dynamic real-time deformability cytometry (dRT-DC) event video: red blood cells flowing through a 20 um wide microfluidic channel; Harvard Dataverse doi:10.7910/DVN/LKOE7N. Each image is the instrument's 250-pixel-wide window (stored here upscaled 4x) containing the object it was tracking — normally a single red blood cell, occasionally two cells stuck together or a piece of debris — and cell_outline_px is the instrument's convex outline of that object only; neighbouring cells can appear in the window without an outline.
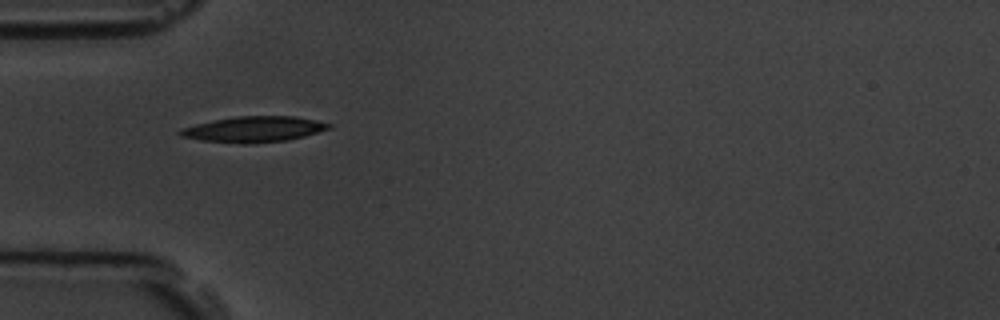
{"species": "common noctule bat (a hibernating species)", "species_latin": "Nyctalus noctula", "temperature_condition": "room temperature", "stored_images_in_passage": 8, "camera_frame_rate_fps": 3000, "um_per_image_px": 0.085, "animal": {"sex": "male", "body_mass_g": 19.5, "forearm_length_mm": 54.6}, "frame": {"image": 1, "passage_image": 4, "time_ms": 4.333, "image_size_px": [1000, 320], "cell_outline_px": [[332, 128], [304, 136], [288, 140], [244, 144], [200, 140], [180, 136], [176, 132], [180, 128], [212, 120], [236, 116], [292, 116], [316, 120], [332, 124]], "centroid_in_image_um": [21.55, 10.98], "position_along_channel_um": 63.5, "area_um2": 22.37}}
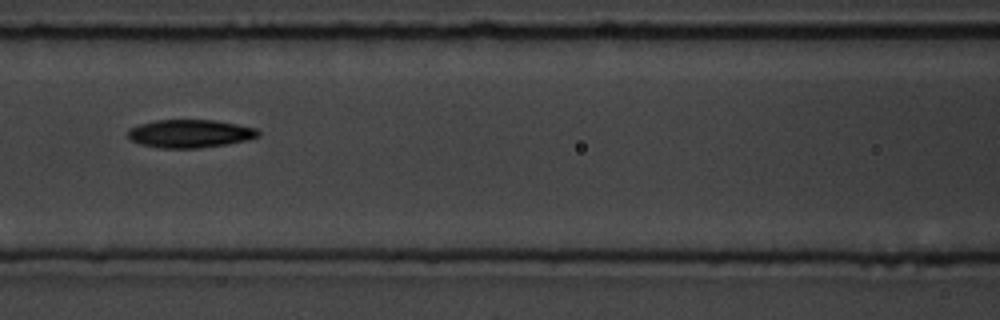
{"frame": {"image": 2, "passage_image": 6, "time_ms": 6.667, "image_size_px": [1000, 320], "cell_outline_px": [[260, 136], [228, 144], [200, 148], [160, 148], [140, 144], [132, 140], [128, 136], [128, 128], [140, 124], [156, 120], [216, 120], [256, 128], [260, 132]], "centroid_in_image_um": [16.14, 11.36], "position_along_channel_um": 150.5, "area_um2": 21.33}}
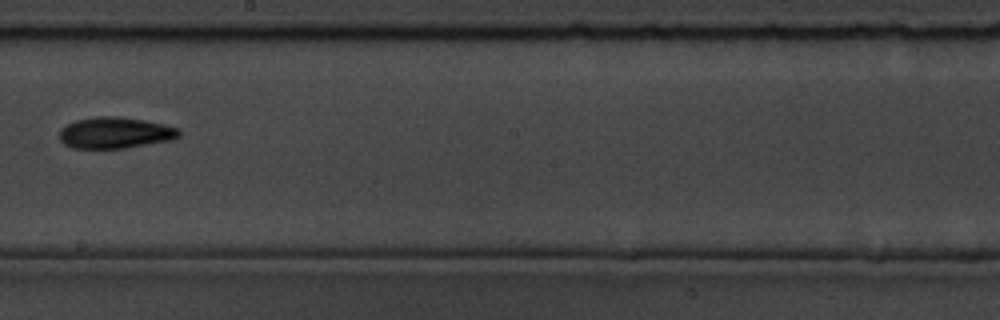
{"frame": {"image": 3, "passage_image": 8, "time_ms": 9.0, "image_size_px": [1000, 320], "cell_outline_px": [[180, 136], [176, 140], [124, 148], [72, 148], [64, 144], [60, 140], [60, 128], [76, 120], [96, 116], [120, 116], [144, 120], [164, 124], [180, 128]], "centroid_in_image_um": [9.83, 11.28], "position_along_channel_um": 238.4, "area_um2": 22.08}}